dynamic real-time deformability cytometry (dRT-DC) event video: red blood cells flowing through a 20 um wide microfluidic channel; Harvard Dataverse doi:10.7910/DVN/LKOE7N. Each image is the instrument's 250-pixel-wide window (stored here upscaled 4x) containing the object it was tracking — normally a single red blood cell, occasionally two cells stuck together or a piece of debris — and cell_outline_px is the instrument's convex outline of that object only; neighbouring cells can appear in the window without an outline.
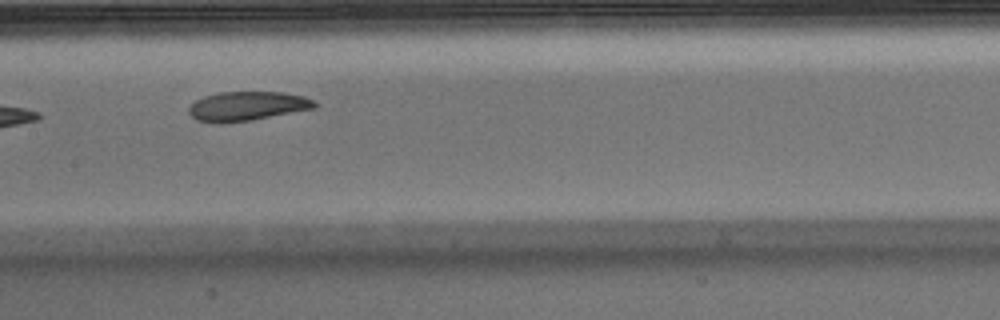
{"species": "Egyptian fruit bat (a non-hibernating species)", "species_latin": "Rousettus aegyptiacus", "temperature_condition": "warm", "stored_images_in_passage": 6, "camera_frame_rate_fps": 3000, "um_per_image_px": 0.085, "animal": {"sex": "male"}, "frame": {"image": 1, "passage_image": 5, "time_ms": 1.333, "image_size_px": [1000, 320], "cell_outline_px": [[316, 108], [252, 120], [220, 124], [216, 124], [196, 120], [188, 112], [188, 108], [196, 100], [204, 96], [220, 92], [284, 92], [304, 96], [316, 100]], "centroid_in_image_um": [21.01, 9.03], "position_along_channel_um": 186.4, "area_um2": 21.68}}
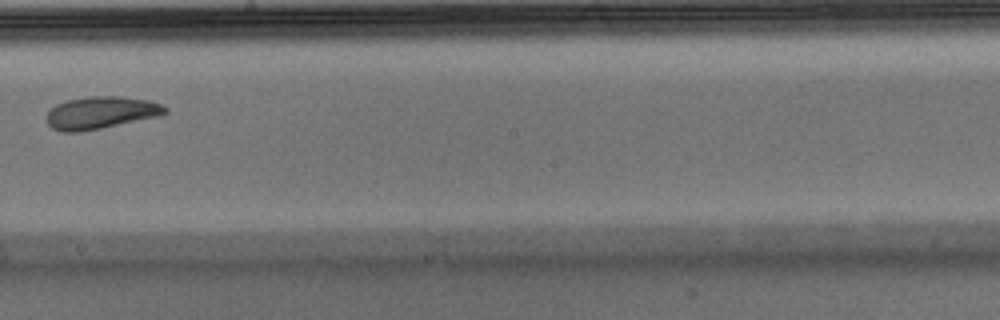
{"frame": {"image": 2, "passage_image": 6, "time_ms": 1.667, "image_size_px": [1000, 320], "cell_outline_px": [[168, 112], [160, 116], [80, 132], [64, 132], [52, 128], [48, 124], [44, 116], [56, 104], [68, 100], [88, 96], [120, 96], [148, 100], [160, 104], [168, 108]], "centroid_in_image_um": [8.56, 9.58], "position_along_channel_um": 239.6, "area_um2": 22.37}}